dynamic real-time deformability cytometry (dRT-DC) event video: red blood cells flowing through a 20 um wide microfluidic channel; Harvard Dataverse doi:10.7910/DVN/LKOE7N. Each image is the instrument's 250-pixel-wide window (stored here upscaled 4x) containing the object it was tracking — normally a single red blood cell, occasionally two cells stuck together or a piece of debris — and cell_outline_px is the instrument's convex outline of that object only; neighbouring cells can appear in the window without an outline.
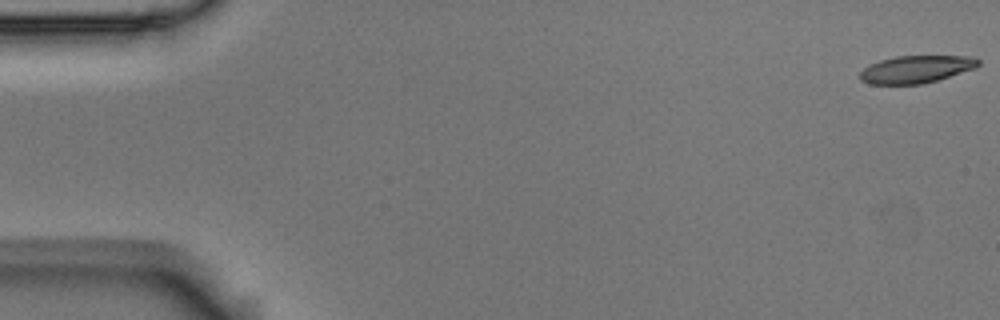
{"species": "Egyptian fruit bat (a non-hibernating species)", "species_latin": "Rousettus aegyptiacus", "temperature_condition": "room temperature", "stored_images_in_passage": 6, "camera_frame_rate_fps": 3000, "um_per_image_px": 0.085, "animal": {"sex": "male"}, "frame": {"image": 1, "passage_image": 1, "time_ms": 0.0, "image_size_px": [1000, 320], "cell_outline_px": [[980, 64], [976, 68], [924, 84], [868, 84], [860, 80], [860, 72], [868, 64], [880, 60], [896, 56], [976, 56], [980, 60]], "centroid_in_image_um": [77.88, 5.88], "position_along_channel_um": 7.1, "area_um2": 19.13}}
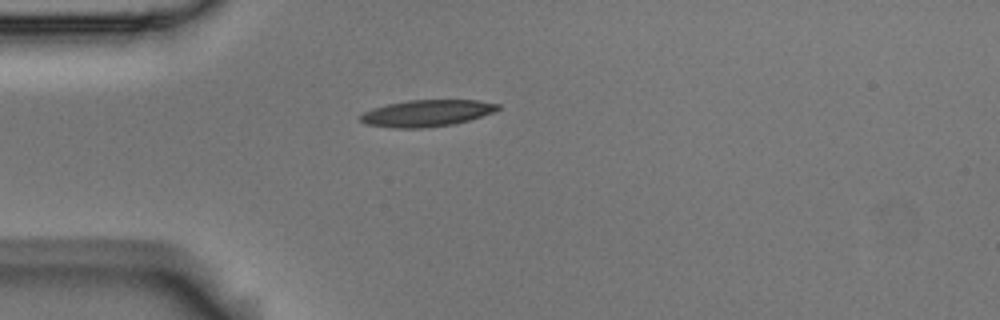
{"frame": {"image": 2, "passage_image": 5, "time_ms": 1.333, "image_size_px": [1000, 320], "cell_outline_px": [[500, 108], [492, 112], [468, 120], [452, 124], [424, 128], [392, 128], [364, 124], [360, 120], [360, 116], [364, 112], [372, 108], [388, 104], [408, 100], [476, 100], [500, 104]], "centroid_in_image_um": [36.23, 9.62], "position_along_channel_um": 48.8, "area_um2": 21.21}}